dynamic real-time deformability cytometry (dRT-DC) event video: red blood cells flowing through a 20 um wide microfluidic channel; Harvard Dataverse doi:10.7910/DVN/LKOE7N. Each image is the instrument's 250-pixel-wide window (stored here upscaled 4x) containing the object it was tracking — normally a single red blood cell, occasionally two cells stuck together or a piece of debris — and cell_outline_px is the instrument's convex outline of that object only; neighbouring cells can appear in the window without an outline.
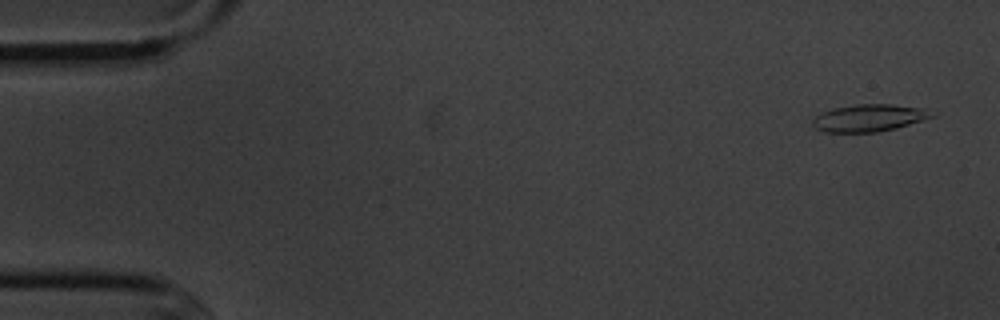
{"species": "common noctule bat (a hibernating species)", "species_latin": "Nyctalus noctula", "temperature_condition": "cold", "stored_images_in_passage": 4, "camera_frame_rate_fps": 3000, "um_per_image_px": 0.085, "animal": {"sex": "male", "body_mass_g": 20.1, "forearm_length_mm": 53.5}, "frame": {"image": 1, "passage_image": 1, "time_ms": 0.0, "image_size_px": [1000, 320], "cell_outline_px": [[940, 112], [936, 116], [896, 128], [876, 132], [824, 132], [816, 128], [812, 124], [812, 120], [816, 116], [832, 108], [856, 104], [892, 104], [928, 108]], "centroid_in_image_um": [73.97, 10.01], "position_along_channel_um": 11.0, "area_um2": 19.19}}